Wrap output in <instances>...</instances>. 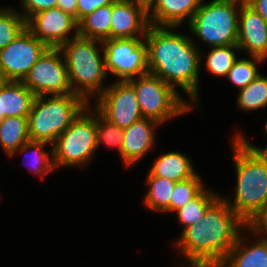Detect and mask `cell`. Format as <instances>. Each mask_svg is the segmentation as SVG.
<instances>
[{
    "label": "cell",
    "instance_id": "6da1fadb",
    "mask_svg": "<svg viewBox=\"0 0 267 267\" xmlns=\"http://www.w3.org/2000/svg\"><path fill=\"white\" fill-rule=\"evenodd\" d=\"M243 226L248 225L219 196L198 223L182 231L176 246L191 266L218 267L238 240V227Z\"/></svg>",
    "mask_w": 267,
    "mask_h": 267
},
{
    "label": "cell",
    "instance_id": "7a4b0ae2",
    "mask_svg": "<svg viewBox=\"0 0 267 267\" xmlns=\"http://www.w3.org/2000/svg\"><path fill=\"white\" fill-rule=\"evenodd\" d=\"M150 25L144 37L147 43L149 73L176 89L178 85L198 106V78L202 55L189 36Z\"/></svg>",
    "mask_w": 267,
    "mask_h": 267
},
{
    "label": "cell",
    "instance_id": "3957f363",
    "mask_svg": "<svg viewBox=\"0 0 267 267\" xmlns=\"http://www.w3.org/2000/svg\"><path fill=\"white\" fill-rule=\"evenodd\" d=\"M237 187L230 208L247 225L267 207V166L237 138L234 140Z\"/></svg>",
    "mask_w": 267,
    "mask_h": 267
},
{
    "label": "cell",
    "instance_id": "277c9868",
    "mask_svg": "<svg viewBox=\"0 0 267 267\" xmlns=\"http://www.w3.org/2000/svg\"><path fill=\"white\" fill-rule=\"evenodd\" d=\"M101 42L79 36L75 32L72 39L58 47L68 69L73 94L82 97L87 103L89 96H99L106 89L101 86L107 75L104 52L102 58L96 46V43Z\"/></svg>",
    "mask_w": 267,
    "mask_h": 267
},
{
    "label": "cell",
    "instance_id": "5b68a950",
    "mask_svg": "<svg viewBox=\"0 0 267 267\" xmlns=\"http://www.w3.org/2000/svg\"><path fill=\"white\" fill-rule=\"evenodd\" d=\"M45 98L44 95L34 99L28 116V133L30 141L53 145L89 103L73 93Z\"/></svg>",
    "mask_w": 267,
    "mask_h": 267
},
{
    "label": "cell",
    "instance_id": "8992f818",
    "mask_svg": "<svg viewBox=\"0 0 267 267\" xmlns=\"http://www.w3.org/2000/svg\"><path fill=\"white\" fill-rule=\"evenodd\" d=\"M242 3L238 0L203 2L189 22V29L211 47L237 44L239 8ZM236 4H239L238 10Z\"/></svg>",
    "mask_w": 267,
    "mask_h": 267
},
{
    "label": "cell",
    "instance_id": "52a82bcc",
    "mask_svg": "<svg viewBox=\"0 0 267 267\" xmlns=\"http://www.w3.org/2000/svg\"><path fill=\"white\" fill-rule=\"evenodd\" d=\"M127 82L134 88L143 118L160 124L189 111L192 106L180 98L176 89L159 77L146 73Z\"/></svg>",
    "mask_w": 267,
    "mask_h": 267
},
{
    "label": "cell",
    "instance_id": "ba28073f",
    "mask_svg": "<svg viewBox=\"0 0 267 267\" xmlns=\"http://www.w3.org/2000/svg\"><path fill=\"white\" fill-rule=\"evenodd\" d=\"M86 110L88 109L85 108L78 115L53 144L50 154L55 168L84 165L97 150L96 115L93 117Z\"/></svg>",
    "mask_w": 267,
    "mask_h": 267
},
{
    "label": "cell",
    "instance_id": "9c48e42d",
    "mask_svg": "<svg viewBox=\"0 0 267 267\" xmlns=\"http://www.w3.org/2000/svg\"><path fill=\"white\" fill-rule=\"evenodd\" d=\"M106 72L127 81L149 73L147 43L140 38L105 39L102 41Z\"/></svg>",
    "mask_w": 267,
    "mask_h": 267
},
{
    "label": "cell",
    "instance_id": "30bf717a",
    "mask_svg": "<svg viewBox=\"0 0 267 267\" xmlns=\"http://www.w3.org/2000/svg\"><path fill=\"white\" fill-rule=\"evenodd\" d=\"M61 54L59 48L49 47L22 81L36 96L73 93L68 69Z\"/></svg>",
    "mask_w": 267,
    "mask_h": 267
},
{
    "label": "cell",
    "instance_id": "8fae6325",
    "mask_svg": "<svg viewBox=\"0 0 267 267\" xmlns=\"http://www.w3.org/2000/svg\"><path fill=\"white\" fill-rule=\"evenodd\" d=\"M48 48L25 28L13 42L0 50V67L6 80L22 82Z\"/></svg>",
    "mask_w": 267,
    "mask_h": 267
},
{
    "label": "cell",
    "instance_id": "7c38bea8",
    "mask_svg": "<svg viewBox=\"0 0 267 267\" xmlns=\"http://www.w3.org/2000/svg\"><path fill=\"white\" fill-rule=\"evenodd\" d=\"M109 86L97 97L95 107L105 119L123 129L143 119L136 92L127 81Z\"/></svg>",
    "mask_w": 267,
    "mask_h": 267
},
{
    "label": "cell",
    "instance_id": "4fadbf2b",
    "mask_svg": "<svg viewBox=\"0 0 267 267\" xmlns=\"http://www.w3.org/2000/svg\"><path fill=\"white\" fill-rule=\"evenodd\" d=\"M26 28L48 47L58 48L70 40L68 33L72 29L78 32V23L73 16L54 7L31 15Z\"/></svg>",
    "mask_w": 267,
    "mask_h": 267
},
{
    "label": "cell",
    "instance_id": "5bb4252c",
    "mask_svg": "<svg viewBox=\"0 0 267 267\" xmlns=\"http://www.w3.org/2000/svg\"><path fill=\"white\" fill-rule=\"evenodd\" d=\"M237 45L251 57L267 58V22L247 3L240 4Z\"/></svg>",
    "mask_w": 267,
    "mask_h": 267
},
{
    "label": "cell",
    "instance_id": "9a60e30c",
    "mask_svg": "<svg viewBox=\"0 0 267 267\" xmlns=\"http://www.w3.org/2000/svg\"><path fill=\"white\" fill-rule=\"evenodd\" d=\"M149 27L148 13L142 7L127 0L113 3L111 39L145 37Z\"/></svg>",
    "mask_w": 267,
    "mask_h": 267
},
{
    "label": "cell",
    "instance_id": "2e32d148",
    "mask_svg": "<svg viewBox=\"0 0 267 267\" xmlns=\"http://www.w3.org/2000/svg\"><path fill=\"white\" fill-rule=\"evenodd\" d=\"M160 124L156 120L143 118L124 128L121 158L126 166L135 164L152 149L155 140V128Z\"/></svg>",
    "mask_w": 267,
    "mask_h": 267
},
{
    "label": "cell",
    "instance_id": "e0dca14e",
    "mask_svg": "<svg viewBox=\"0 0 267 267\" xmlns=\"http://www.w3.org/2000/svg\"><path fill=\"white\" fill-rule=\"evenodd\" d=\"M203 0H156L148 12L150 25L159 27H177L188 17V24ZM151 14V15H150Z\"/></svg>",
    "mask_w": 267,
    "mask_h": 267
},
{
    "label": "cell",
    "instance_id": "ac0fdd59",
    "mask_svg": "<svg viewBox=\"0 0 267 267\" xmlns=\"http://www.w3.org/2000/svg\"><path fill=\"white\" fill-rule=\"evenodd\" d=\"M36 95L22 82L7 81L0 89V121L28 117Z\"/></svg>",
    "mask_w": 267,
    "mask_h": 267
},
{
    "label": "cell",
    "instance_id": "d6986e66",
    "mask_svg": "<svg viewBox=\"0 0 267 267\" xmlns=\"http://www.w3.org/2000/svg\"><path fill=\"white\" fill-rule=\"evenodd\" d=\"M243 240L240 235L218 267H267V241L260 239L248 247Z\"/></svg>",
    "mask_w": 267,
    "mask_h": 267
},
{
    "label": "cell",
    "instance_id": "ffe728a7",
    "mask_svg": "<svg viewBox=\"0 0 267 267\" xmlns=\"http://www.w3.org/2000/svg\"><path fill=\"white\" fill-rule=\"evenodd\" d=\"M191 160L179 152H168L155 160L148 176L166 178L174 182L193 177L194 172Z\"/></svg>",
    "mask_w": 267,
    "mask_h": 267
},
{
    "label": "cell",
    "instance_id": "44dd1931",
    "mask_svg": "<svg viewBox=\"0 0 267 267\" xmlns=\"http://www.w3.org/2000/svg\"><path fill=\"white\" fill-rule=\"evenodd\" d=\"M113 4L97 8L78 23V35L103 41L111 39Z\"/></svg>",
    "mask_w": 267,
    "mask_h": 267
},
{
    "label": "cell",
    "instance_id": "7402d4cb",
    "mask_svg": "<svg viewBox=\"0 0 267 267\" xmlns=\"http://www.w3.org/2000/svg\"><path fill=\"white\" fill-rule=\"evenodd\" d=\"M28 141V117H6L0 121V145L7 155L12 156Z\"/></svg>",
    "mask_w": 267,
    "mask_h": 267
},
{
    "label": "cell",
    "instance_id": "603a6c76",
    "mask_svg": "<svg viewBox=\"0 0 267 267\" xmlns=\"http://www.w3.org/2000/svg\"><path fill=\"white\" fill-rule=\"evenodd\" d=\"M146 178V182L149 184V191L144 201L146 206L155 211L170 212V200L176 182L156 176H147Z\"/></svg>",
    "mask_w": 267,
    "mask_h": 267
},
{
    "label": "cell",
    "instance_id": "cb8c5ba5",
    "mask_svg": "<svg viewBox=\"0 0 267 267\" xmlns=\"http://www.w3.org/2000/svg\"><path fill=\"white\" fill-rule=\"evenodd\" d=\"M213 192L204 187L193 199L177 210L178 220L183 224L184 229L198 223L207 208L218 198Z\"/></svg>",
    "mask_w": 267,
    "mask_h": 267
},
{
    "label": "cell",
    "instance_id": "d4e9b609",
    "mask_svg": "<svg viewBox=\"0 0 267 267\" xmlns=\"http://www.w3.org/2000/svg\"><path fill=\"white\" fill-rule=\"evenodd\" d=\"M239 108L250 111L267 105V77L259 74L251 83L241 89L238 94Z\"/></svg>",
    "mask_w": 267,
    "mask_h": 267
},
{
    "label": "cell",
    "instance_id": "484cf974",
    "mask_svg": "<svg viewBox=\"0 0 267 267\" xmlns=\"http://www.w3.org/2000/svg\"><path fill=\"white\" fill-rule=\"evenodd\" d=\"M234 49L240 50L237 44L212 47L206 60L207 70L217 76H227L237 61Z\"/></svg>",
    "mask_w": 267,
    "mask_h": 267
},
{
    "label": "cell",
    "instance_id": "4316f807",
    "mask_svg": "<svg viewBox=\"0 0 267 267\" xmlns=\"http://www.w3.org/2000/svg\"><path fill=\"white\" fill-rule=\"evenodd\" d=\"M11 8L0 9V50L6 48L26 28V20Z\"/></svg>",
    "mask_w": 267,
    "mask_h": 267
},
{
    "label": "cell",
    "instance_id": "83f0119b",
    "mask_svg": "<svg viewBox=\"0 0 267 267\" xmlns=\"http://www.w3.org/2000/svg\"><path fill=\"white\" fill-rule=\"evenodd\" d=\"M203 188L204 183L197 174L188 179L177 181L170 200V212L177 211L185 206V204L193 199Z\"/></svg>",
    "mask_w": 267,
    "mask_h": 267
},
{
    "label": "cell",
    "instance_id": "f1b7e54d",
    "mask_svg": "<svg viewBox=\"0 0 267 267\" xmlns=\"http://www.w3.org/2000/svg\"><path fill=\"white\" fill-rule=\"evenodd\" d=\"M96 139L97 149L100 143H105L108 146L118 147V152L121 155L124 129L116 124L105 119L96 109Z\"/></svg>",
    "mask_w": 267,
    "mask_h": 267
},
{
    "label": "cell",
    "instance_id": "f546056e",
    "mask_svg": "<svg viewBox=\"0 0 267 267\" xmlns=\"http://www.w3.org/2000/svg\"><path fill=\"white\" fill-rule=\"evenodd\" d=\"M45 145H48L46 142H39V141H28L25 143L22 147L18 149L21 153L25 152H32V158L33 161L30 171H33V173H36L38 175H42L44 177V174L52 171L55 166L53 163V156L50 158V154L46 151H44ZM30 150V151H28ZM29 158V157H28Z\"/></svg>",
    "mask_w": 267,
    "mask_h": 267
},
{
    "label": "cell",
    "instance_id": "4dcf8cb0",
    "mask_svg": "<svg viewBox=\"0 0 267 267\" xmlns=\"http://www.w3.org/2000/svg\"><path fill=\"white\" fill-rule=\"evenodd\" d=\"M262 61L263 59L258 57H252V60L237 59L229 70L227 78L241 90L259 75L256 62Z\"/></svg>",
    "mask_w": 267,
    "mask_h": 267
},
{
    "label": "cell",
    "instance_id": "1f68e13d",
    "mask_svg": "<svg viewBox=\"0 0 267 267\" xmlns=\"http://www.w3.org/2000/svg\"><path fill=\"white\" fill-rule=\"evenodd\" d=\"M23 17L27 20L31 15L56 7L57 0H22Z\"/></svg>",
    "mask_w": 267,
    "mask_h": 267
},
{
    "label": "cell",
    "instance_id": "d6a6232c",
    "mask_svg": "<svg viewBox=\"0 0 267 267\" xmlns=\"http://www.w3.org/2000/svg\"><path fill=\"white\" fill-rule=\"evenodd\" d=\"M116 0H77V23L97 8L113 4Z\"/></svg>",
    "mask_w": 267,
    "mask_h": 267
},
{
    "label": "cell",
    "instance_id": "836d02e7",
    "mask_svg": "<svg viewBox=\"0 0 267 267\" xmlns=\"http://www.w3.org/2000/svg\"><path fill=\"white\" fill-rule=\"evenodd\" d=\"M247 228L253 233L256 234L263 232L264 234L267 235V207L261 211L247 226ZM266 232V233H265ZM263 240L267 241V236L264 238L262 237Z\"/></svg>",
    "mask_w": 267,
    "mask_h": 267
},
{
    "label": "cell",
    "instance_id": "e575fe53",
    "mask_svg": "<svg viewBox=\"0 0 267 267\" xmlns=\"http://www.w3.org/2000/svg\"><path fill=\"white\" fill-rule=\"evenodd\" d=\"M253 154L255 157H257L262 163H264L267 166V145L264 149L258 148L251 145L250 142H248L242 134L239 136H236Z\"/></svg>",
    "mask_w": 267,
    "mask_h": 267
},
{
    "label": "cell",
    "instance_id": "d590c367",
    "mask_svg": "<svg viewBox=\"0 0 267 267\" xmlns=\"http://www.w3.org/2000/svg\"><path fill=\"white\" fill-rule=\"evenodd\" d=\"M56 7L73 16L77 22V0H57Z\"/></svg>",
    "mask_w": 267,
    "mask_h": 267
},
{
    "label": "cell",
    "instance_id": "8d00e7d4",
    "mask_svg": "<svg viewBox=\"0 0 267 267\" xmlns=\"http://www.w3.org/2000/svg\"><path fill=\"white\" fill-rule=\"evenodd\" d=\"M246 3L267 22V0H248Z\"/></svg>",
    "mask_w": 267,
    "mask_h": 267
},
{
    "label": "cell",
    "instance_id": "74e56055",
    "mask_svg": "<svg viewBox=\"0 0 267 267\" xmlns=\"http://www.w3.org/2000/svg\"><path fill=\"white\" fill-rule=\"evenodd\" d=\"M134 5L142 7L147 13L154 7L156 0H127Z\"/></svg>",
    "mask_w": 267,
    "mask_h": 267
},
{
    "label": "cell",
    "instance_id": "f35d334b",
    "mask_svg": "<svg viewBox=\"0 0 267 267\" xmlns=\"http://www.w3.org/2000/svg\"><path fill=\"white\" fill-rule=\"evenodd\" d=\"M6 82L7 80L4 77V74L0 71V89L5 85Z\"/></svg>",
    "mask_w": 267,
    "mask_h": 267
},
{
    "label": "cell",
    "instance_id": "ab89813d",
    "mask_svg": "<svg viewBox=\"0 0 267 267\" xmlns=\"http://www.w3.org/2000/svg\"><path fill=\"white\" fill-rule=\"evenodd\" d=\"M181 267H184V266H181ZM192 267H211V266H193Z\"/></svg>",
    "mask_w": 267,
    "mask_h": 267
},
{
    "label": "cell",
    "instance_id": "60d3db41",
    "mask_svg": "<svg viewBox=\"0 0 267 267\" xmlns=\"http://www.w3.org/2000/svg\"><path fill=\"white\" fill-rule=\"evenodd\" d=\"M238 1H241L243 3H246L248 0H238Z\"/></svg>",
    "mask_w": 267,
    "mask_h": 267
},
{
    "label": "cell",
    "instance_id": "b9f144b4",
    "mask_svg": "<svg viewBox=\"0 0 267 267\" xmlns=\"http://www.w3.org/2000/svg\"><path fill=\"white\" fill-rule=\"evenodd\" d=\"M265 131H266V133H267V121H266V125H265Z\"/></svg>",
    "mask_w": 267,
    "mask_h": 267
}]
</instances>
